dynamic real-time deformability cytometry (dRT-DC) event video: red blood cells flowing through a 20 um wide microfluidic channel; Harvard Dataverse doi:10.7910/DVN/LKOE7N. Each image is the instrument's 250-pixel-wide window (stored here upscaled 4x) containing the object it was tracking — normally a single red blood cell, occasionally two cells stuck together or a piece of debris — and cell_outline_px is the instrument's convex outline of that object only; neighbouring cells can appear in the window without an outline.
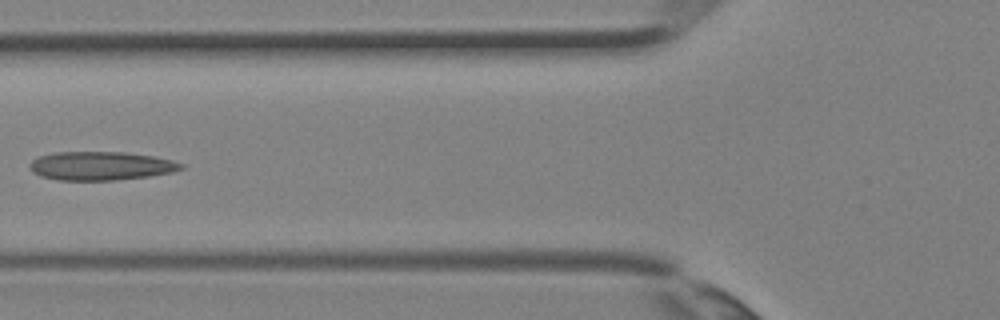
{"species": "Egyptian fruit bat (a non-hibernating species)", "species_latin": "Rousettus aegyptiacus", "temperature_condition": "room temperature", "stored_images_in_passage": 3, "camera_frame_rate_fps": 3000, "um_per_image_px": 0.085, "animal": {"sex": "female"}, "frame": {"image": 1, "passage_image": 3, "time_ms": 0.667, "image_size_px": [1000, 320], "cell_outline_px": [[184, 168], [172, 172], [148, 176], [116, 180], [60, 180], [40, 176], [28, 164], [32, 160], [40, 156], [56, 152], [124, 152], [152, 156], [172, 160], [184, 164]], "centroid_in_image_um": [8.6, 14.1], "position_along_channel_um": 117.2, "area_um2": 25.03}}